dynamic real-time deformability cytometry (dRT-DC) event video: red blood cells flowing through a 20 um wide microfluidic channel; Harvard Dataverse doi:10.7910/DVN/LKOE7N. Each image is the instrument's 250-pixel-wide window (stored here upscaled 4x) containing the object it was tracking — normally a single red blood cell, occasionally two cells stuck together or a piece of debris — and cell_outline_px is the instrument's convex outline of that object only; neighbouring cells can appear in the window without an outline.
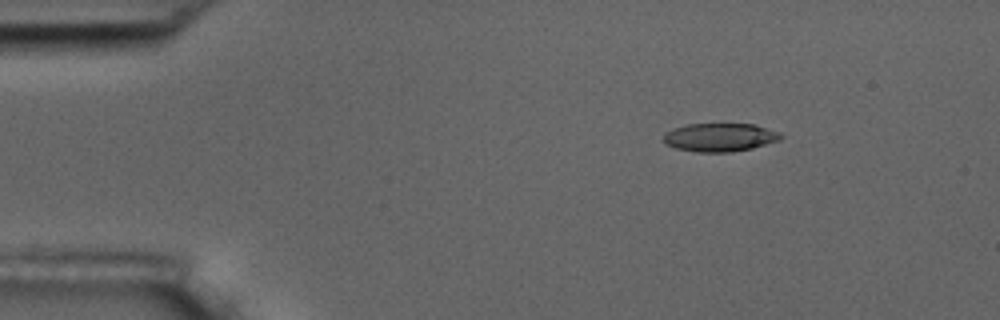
{"species": "common noctule bat (a hibernating species)", "species_latin": "Nyctalus noctula", "temperature_condition": "room temperature", "stored_images_in_passage": 15, "camera_frame_rate_fps": 3000, "um_per_image_px": 0.085, "animal": {"sex": "male", "body_mass_g": 17.5, "forearm_length_mm": 52.3}, "frame": {"image": 1, "passage_image": 3, "time_ms": 2.333, "image_size_px": [1000, 320], "cell_outline_px": [[784, 136], [780, 140], [752, 148], [732, 152], [696, 152], [676, 148], [664, 144], [664, 132], [688, 124], [756, 124], [780, 132]], "centroid_in_image_um": [61.21, 11.67], "position_along_channel_um": 23.8, "area_um2": 19.48}}
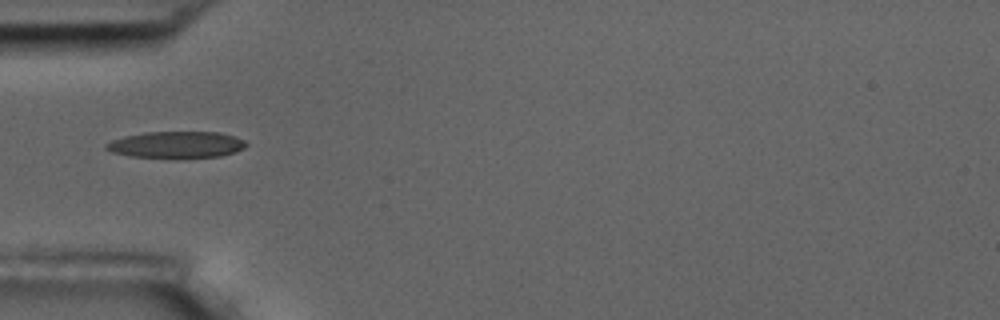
{"frame": {"image": 2, "passage_image": 5, "time_ms": 5.667, "image_size_px": [1000, 320], "cell_outline_px": [[248, 144], [244, 148], [220, 156], [176, 160], [172, 160], [132, 156], [112, 152], [104, 148], [104, 144], [112, 140], [124, 136], [144, 132], [220, 132], [236, 136], [244, 140]], "centroid_in_image_um": [14.98, 12.32], "position_along_channel_um": 70.0, "area_um2": 22.43}}
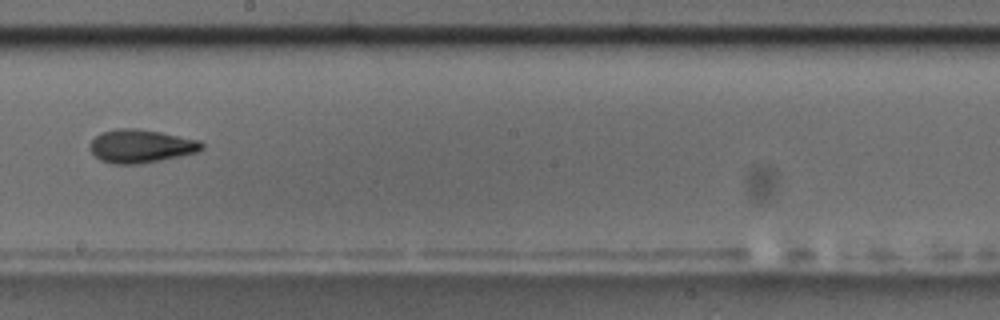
{"frame": {"image": 3, "passage_image": 9, "time_ms": 10.333, "image_size_px": [1000, 320], "cell_outline_px": [[204, 148], [196, 152], [180, 156], [140, 164], [112, 164], [100, 160], [88, 148], [88, 144], [100, 132], [116, 128], [136, 128], [160, 132], [200, 140], [204, 144]], "centroid_in_image_um": [11.95, 12.41], "position_along_channel_um": 236.3, "area_um2": 21.85}, "authors_computed_cell_mechanics": {"area_um2": 20.4612, "velocity_mm_per_s": 3.5637, "shape_relaxation_time_tau1_ms": 6.1736, "shape_relaxation_time_tau2_ms": 3.9488, "deformation_change_tau1": 0.1494, "deformation_change_tau2": 0.1094}}